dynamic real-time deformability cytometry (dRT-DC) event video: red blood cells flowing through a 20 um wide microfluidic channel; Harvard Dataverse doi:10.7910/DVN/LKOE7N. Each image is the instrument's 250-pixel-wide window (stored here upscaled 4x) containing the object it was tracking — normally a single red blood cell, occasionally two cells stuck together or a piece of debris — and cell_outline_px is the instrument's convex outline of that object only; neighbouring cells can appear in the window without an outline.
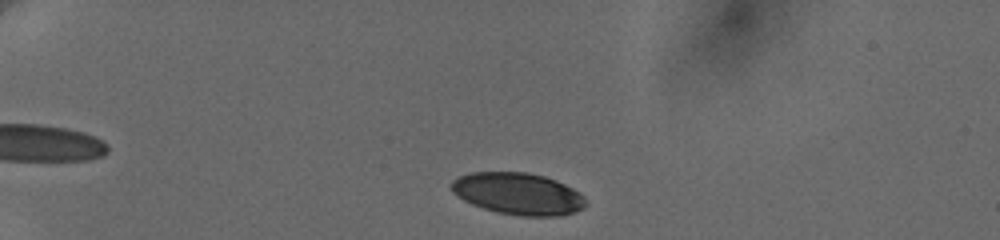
{"species": "human", "species_latin": "Homo sapiens", "temperature_condition": "cold", "stored_images_in_passage": 6, "camera_frame_rate_fps": 3000, "um_per_image_px": 0.085, "donor": {"sex": "female"}, "frame": {"image": 1, "passage_image": 2, "time_ms": 0.667, "image_size_px": [1000, 240], "cell_outline_px": [[584, 204], [580, 208], [572, 212], [560, 216], [524, 216], [500, 212], [484, 208], [472, 204], [464, 200], [452, 192], [452, 180], [460, 176], [472, 172], [528, 172], [544, 176], [556, 180], [580, 192], [584, 196]], "centroid_in_image_um": [44.02, 16.45], "position_along_channel_um": 41.0, "area_um2": 32.37}}
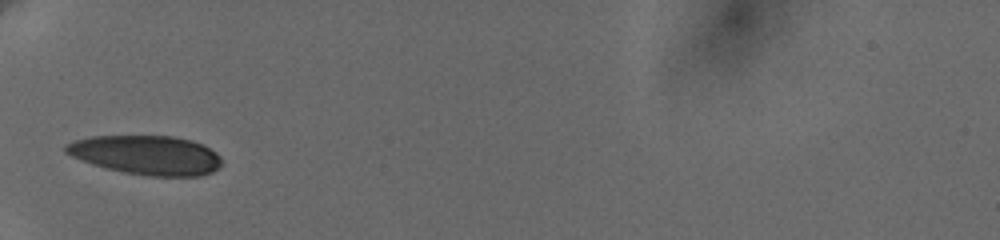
{"frame": {"image": 2, "passage_image": 5, "time_ms": 3.333, "image_size_px": [1000, 240], "cell_outline_px": [[220, 168], [212, 172], [200, 176], [148, 176], [124, 172], [92, 164], [80, 160], [64, 152], [64, 144], [76, 140], [92, 136], [172, 136], [192, 140], [216, 152], [220, 156]], "centroid_in_image_um": [12.44, 13.18], "position_along_channel_um": 72.6, "area_um2": 35.55}}